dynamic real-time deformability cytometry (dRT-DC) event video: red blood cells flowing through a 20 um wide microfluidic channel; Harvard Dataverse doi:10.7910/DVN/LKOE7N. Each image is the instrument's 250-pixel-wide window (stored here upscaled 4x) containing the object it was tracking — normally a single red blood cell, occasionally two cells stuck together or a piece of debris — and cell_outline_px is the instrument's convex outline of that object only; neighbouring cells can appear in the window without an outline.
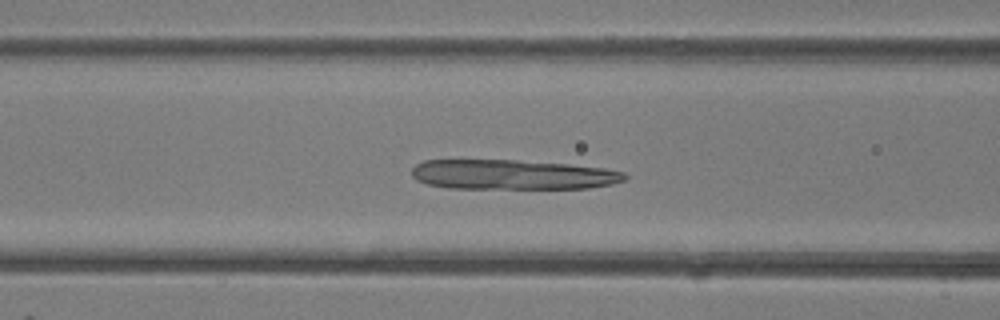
{"species": "common noctule bat (a hibernating species)", "species_latin": "Nyctalus noctula", "temperature_condition": "room temperature", "stored_images_in_passage": 39, "camera_frame_rate_fps": 3000, "um_per_image_px": 0.085, "animal": {"sex": "female"}, "frame": {"image": 1, "passage_image": 15, "time_ms": 4.667, "image_size_px": [1000, 320], "cell_outline_px": [[628, 176], [624, 180], [612, 184], [588, 188], [448, 188], [428, 184], [416, 180], [412, 176], [412, 168], [416, 164], [424, 160], [516, 160], [568, 164], [604, 168], [624, 172]], "centroid_in_image_um": [43.55, 14.84], "position_along_channel_um": 123.1, "area_um2": 36.99}}
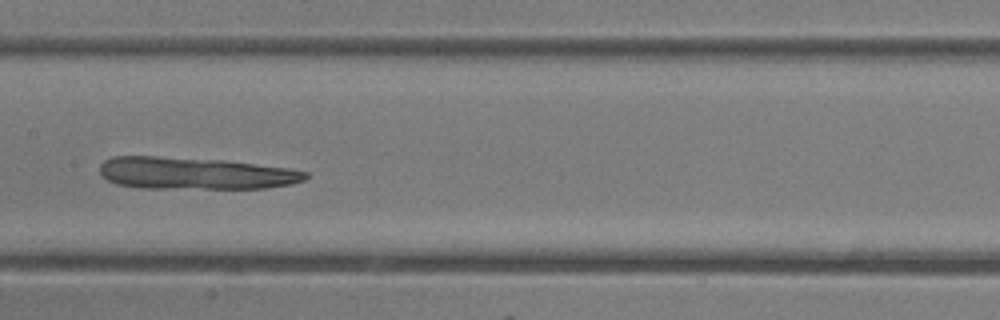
{"frame": {"image": 2, "passage_image": 19, "time_ms": 6.0, "image_size_px": [1000, 320], "cell_outline_px": [[308, 176], [304, 180], [292, 184], [268, 188], [140, 188], [116, 184], [108, 180], [100, 172], [100, 164], [104, 160], [112, 156], [156, 156], [224, 160], [288, 168], [308, 172]], "centroid_in_image_um": [16.57, 14.73], "position_along_channel_um": 190.8, "area_um2": 38.55}}
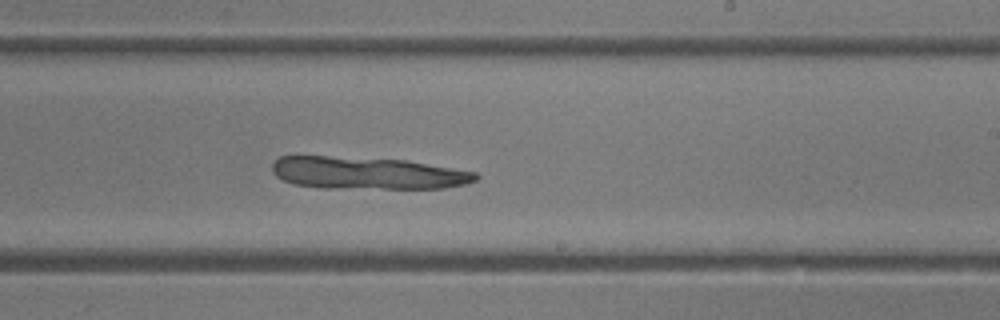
{"frame": {"image": 3, "passage_image": 23, "time_ms": 7.333, "image_size_px": [1000, 320], "cell_outline_px": [[480, 176], [476, 180], [464, 184], [444, 188], [320, 188], [292, 184], [276, 176], [272, 172], [272, 164], [280, 156], [328, 156], [404, 160], [476, 172]], "centroid_in_image_um": [31.19, 14.71], "position_along_channel_um": 257.8, "area_um2": 38.21}}